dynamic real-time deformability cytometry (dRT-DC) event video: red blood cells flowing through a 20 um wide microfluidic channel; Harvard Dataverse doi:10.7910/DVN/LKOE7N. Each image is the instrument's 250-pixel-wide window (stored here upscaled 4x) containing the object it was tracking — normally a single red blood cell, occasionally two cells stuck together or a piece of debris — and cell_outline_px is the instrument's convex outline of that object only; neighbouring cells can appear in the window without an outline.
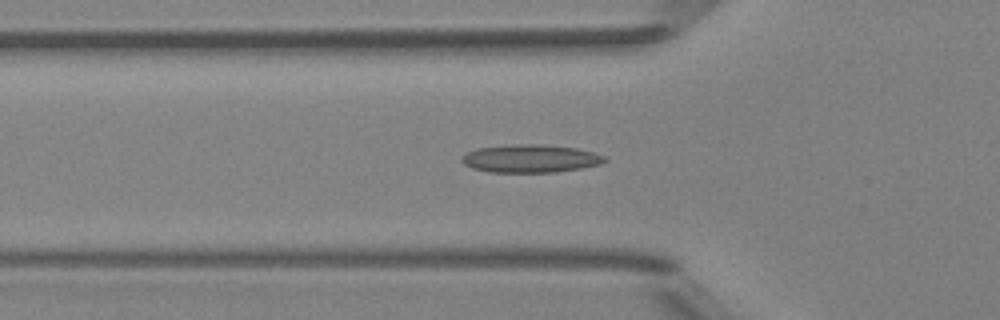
{"species": "Egyptian fruit bat (a non-hibernating species)", "species_latin": "Rousettus aegyptiacus", "temperature_condition": "room temperature", "stored_images_in_passage": 42, "camera_frame_rate_fps": 3000, "um_per_image_px": 0.085, "animal": {"sex": "female"}, "frame": {"image": 1, "passage_image": 8, "time_ms": 2.333, "image_size_px": [1000, 320], "cell_outline_px": [[608, 160], [600, 164], [580, 168], [556, 172], [492, 172], [472, 168], [464, 164], [460, 160], [468, 152], [476, 148], [524, 144], [540, 144], [576, 148], [592, 152], [604, 156]], "centroid_in_image_um": [45.1, 13.48], "position_along_channel_um": 80.7, "area_um2": 23.0}}
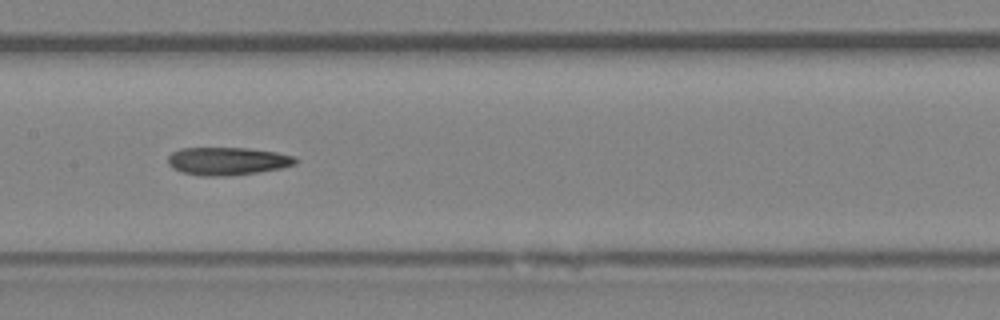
{"frame": {"image": 2, "passage_image": 16, "time_ms": 5.0, "image_size_px": [1000, 320], "cell_outline_px": [[296, 164], [280, 168], [256, 172], [228, 176], [200, 176], [180, 172], [172, 168], [168, 164], [168, 156], [172, 152], [180, 148], [248, 148], [276, 152], [296, 156]], "centroid_in_image_um": [19.3, 13.69], "position_along_channel_um": 188.1, "area_um2": 20.81}}
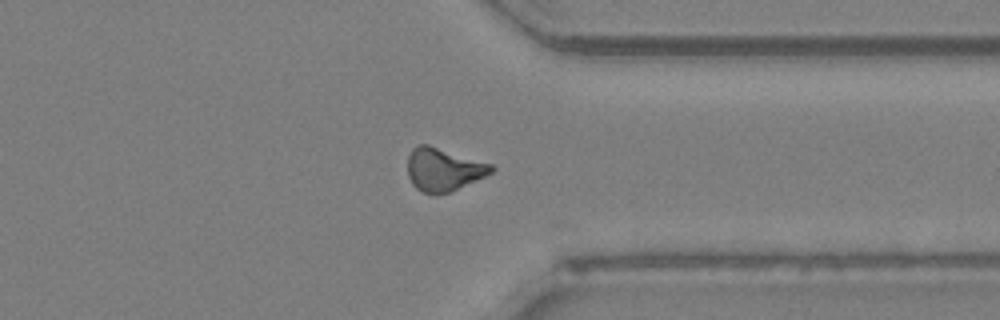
{"frame": {"image": 3, "passage_image": 30, "time_ms": 9.667, "image_size_px": [1000, 320], "cell_outline_px": [[496, 168], [492, 172], [484, 176], [448, 192], [436, 196], [420, 192], [412, 184], [408, 176], [408, 156], [412, 148], [416, 144], [428, 144], [492, 164]], "centroid_in_image_um": [37.65, 14.4], "position_along_channel_um": 373.8, "area_um2": 21.04}}